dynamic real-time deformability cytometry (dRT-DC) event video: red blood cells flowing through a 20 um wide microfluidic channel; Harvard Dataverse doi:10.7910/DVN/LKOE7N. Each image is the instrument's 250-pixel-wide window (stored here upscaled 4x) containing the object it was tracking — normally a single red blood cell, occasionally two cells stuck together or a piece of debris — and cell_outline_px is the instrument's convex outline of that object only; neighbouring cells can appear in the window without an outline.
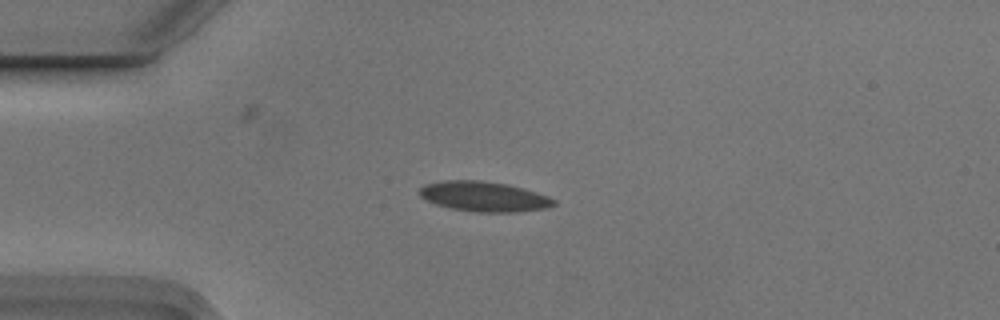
{"species": "Egyptian fruit bat (a non-hibernating species)", "species_latin": "Rousettus aegyptiacus", "temperature_condition": "cold", "stored_images_in_passage": 12, "camera_frame_rate_fps": 3000, "um_per_image_px": 0.085, "animal": {"sex": "male"}, "frame": {"image": 1, "passage_image": 1, "time_ms": 0.0, "image_size_px": [1000, 320], "cell_outline_px": [[556, 204], [548, 208], [520, 212], [476, 212], [452, 208], [436, 204], [420, 196], [420, 188], [424, 184], [440, 180], [480, 180], [508, 184], [536, 192], [548, 196], [556, 200]], "centroid_in_image_um": [41.16, 16.7], "position_along_channel_um": 43.8, "area_um2": 23.58}}
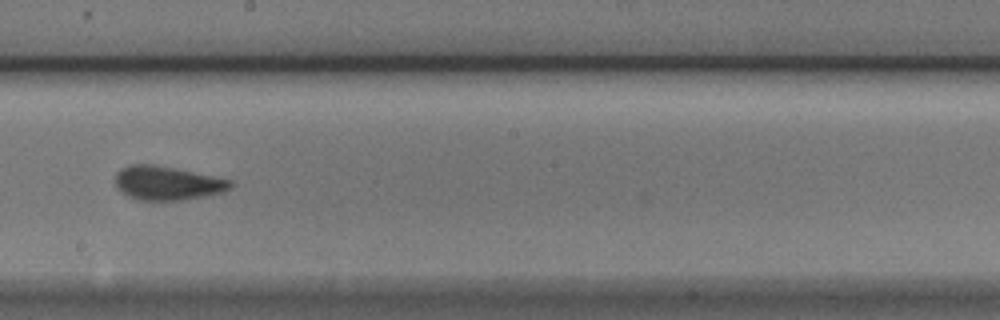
{"frame": {"image": 2, "passage_image": 6, "time_ms": 1.667, "image_size_px": [1000, 320], "cell_outline_px": [[232, 188], [224, 192], [204, 196], [180, 200], [140, 200], [128, 196], [116, 188], [116, 172], [120, 168], [128, 164], [152, 164], [232, 180]], "centroid_in_image_um": [14.19, 15.56], "position_along_channel_um": 234.0, "area_um2": 22.6}}
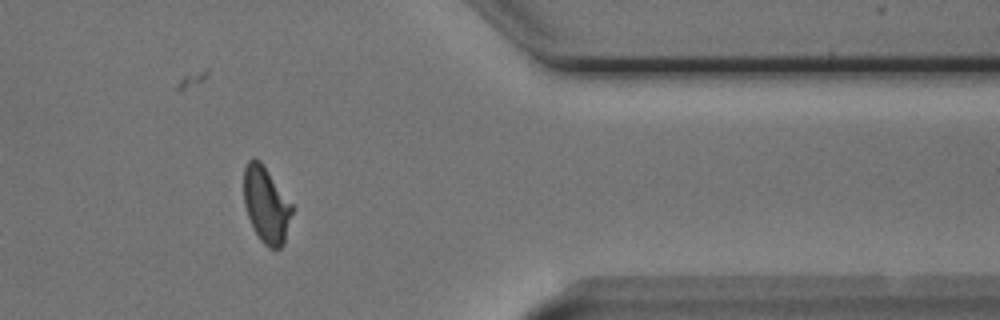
{"frame": {"image": 3, "passage_image": 10, "time_ms": 3.0, "image_size_px": [1000, 320], "cell_outline_px": [[296, 208], [284, 244], [280, 248], [268, 248], [260, 240], [248, 216], [244, 204], [244, 168], [248, 160], [256, 156], [260, 160]], "centroid_in_image_um": [22.67, 17.41], "position_along_channel_um": 388.7, "area_um2": 21.85}}